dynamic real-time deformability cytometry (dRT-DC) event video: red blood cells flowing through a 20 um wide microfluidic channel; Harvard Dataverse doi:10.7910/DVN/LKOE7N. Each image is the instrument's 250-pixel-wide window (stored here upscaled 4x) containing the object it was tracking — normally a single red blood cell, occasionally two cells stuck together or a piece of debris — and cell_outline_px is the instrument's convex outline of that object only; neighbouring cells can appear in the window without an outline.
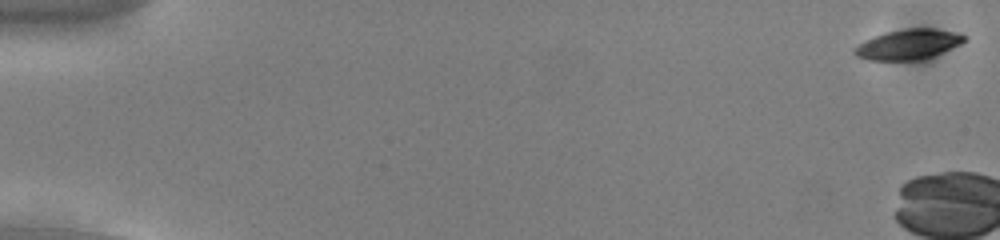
{"species": "common noctule bat (a hibernating species)", "species_latin": "Nyctalus noctula", "temperature_condition": "cold", "stored_images_in_passage": 7, "camera_frame_rate_fps": 3000, "um_per_image_px": 0.085, "animal": {"sex": "male", "body_mass_g": 13.0, "forearm_length_mm": 53.1}, "frame": {"image": 1, "passage_image": 1, "time_ms": 0.0, "image_size_px": [1000, 240], "cell_outline_px": [[968, 36], [960, 44], [924, 60], [868, 60], [856, 56], [852, 52], [852, 48], [856, 44], [864, 40], [888, 32], [908, 28], [932, 28], [952, 32]], "centroid_in_image_um": [77.15, 3.79], "position_along_channel_um": 7.8, "area_um2": 19.25}}